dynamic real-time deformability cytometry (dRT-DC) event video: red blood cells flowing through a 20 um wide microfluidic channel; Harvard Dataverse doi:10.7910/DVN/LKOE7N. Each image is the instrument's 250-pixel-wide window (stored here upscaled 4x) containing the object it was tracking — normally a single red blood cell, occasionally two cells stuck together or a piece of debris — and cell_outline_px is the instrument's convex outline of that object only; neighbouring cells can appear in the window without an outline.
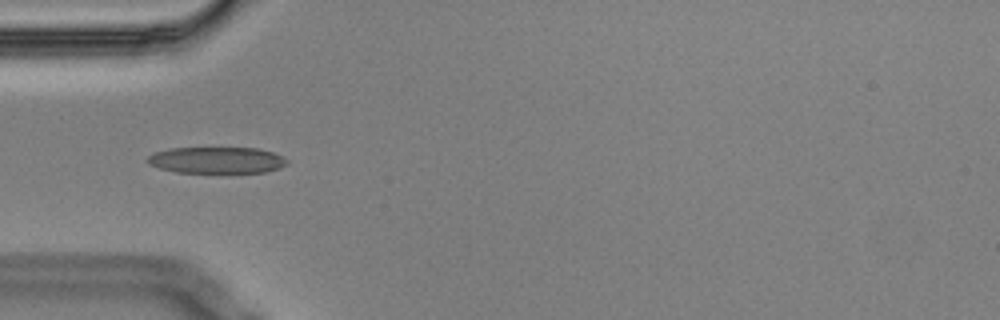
{"species": "Egyptian fruit bat (a non-hibernating species)", "species_latin": "Rousettus aegyptiacus", "temperature_condition": "cold", "stored_images_in_passage": 9, "camera_frame_rate_fps": 3000, "um_per_image_px": 0.085, "animal": {"sex": "male"}, "frame": {"image": 1, "passage_image": 6, "time_ms": 1.667, "image_size_px": [1000, 320], "cell_outline_px": [[288, 164], [280, 168], [264, 172], [176, 172], [160, 168], [148, 164], [144, 160], [152, 152], [172, 148], [256, 148], [272, 152], [284, 156], [288, 160]], "centroid_in_image_um": [18.4, 13.6], "position_along_channel_um": 66.6, "area_um2": 21.56}}
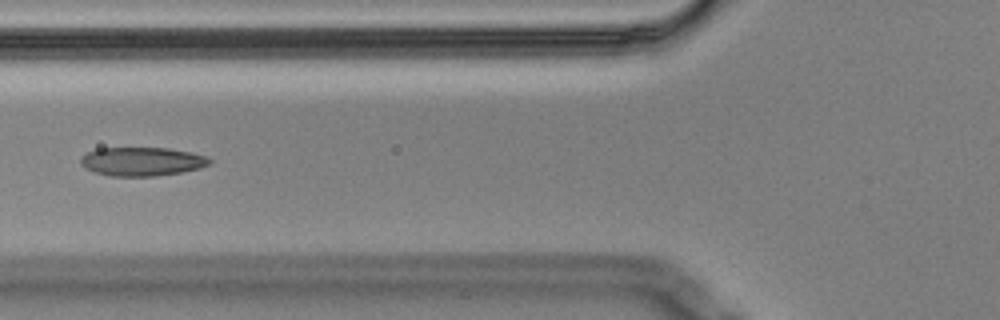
{"frame": {"image": 2, "passage_image": 7, "time_ms": 2.0, "image_size_px": [1000, 320], "cell_outline_px": [[212, 160], [208, 164], [200, 168], [180, 172], [152, 176], [108, 176], [84, 168], [80, 164], [80, 160], [88, 152], [96, 148], [168, 148], [192, 152], [208, 156]], "centroid_in_image_um": [12.07, 13.72], "position_along_channel_um": 113.7, "area_um2": 21.56}}
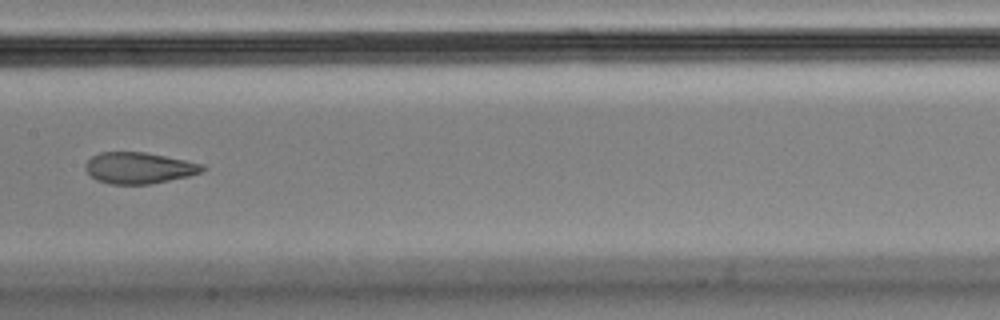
{"frame": {"image": 3, "passage_image": 9, "time_ms": 2.667, "image_size_px": [1000, 320], "cell_outline_px": [[208, 168], [200, 172], [188, 176], [152, 184], [112, 184], [96, 180], [84, 168], [84, 164], [92, 156], [100, 152], [144, 152], [204, 164]], "centroid_in_image_um": [11.81, 14.28], "position_along_channel_um": 195.6, "area_um2": 21.27}}